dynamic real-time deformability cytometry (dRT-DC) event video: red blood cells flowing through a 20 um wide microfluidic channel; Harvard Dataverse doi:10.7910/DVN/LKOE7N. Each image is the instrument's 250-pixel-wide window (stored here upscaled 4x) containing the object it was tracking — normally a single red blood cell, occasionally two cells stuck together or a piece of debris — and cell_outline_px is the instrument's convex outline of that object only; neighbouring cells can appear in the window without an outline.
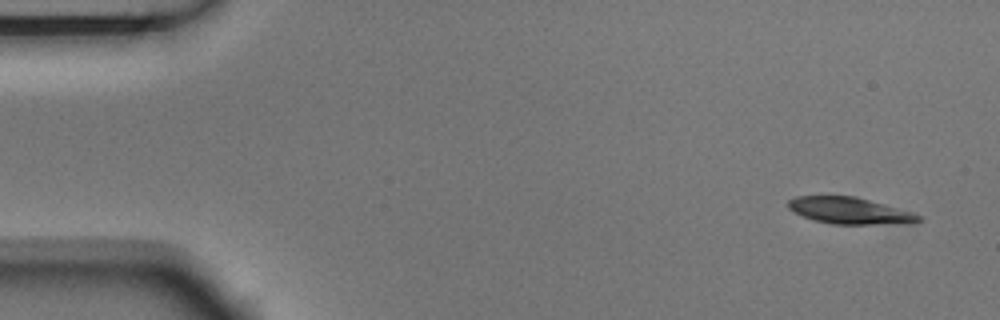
{"species": "Egyptian fruit bat (a non-hibernating species)", "species_latin": "Rousettus aegyptiacus", "temperature_condition": "room temperature", "stored_images_in_passage": 5, "camera_frame_rate_fps": 3000, "um_per_image_px": 0.085, "animal": {"sex": "male"}, "frame": {"image": 1, "passage_image": 1, "time_ms": 0.0, "image_size_px": [1000, 320], "cell_outline_px": [[924, 220], [904, 224], [832, 224], [812, 220], [792, 212], [788, 208], [788, 200], [796, 196], [856, 196], [908, 212], [920, 216]], "centroid_in_image_um": [72.14, 17.92], "position_along_channel_um": 12.9, "area_um2": 20.06}}
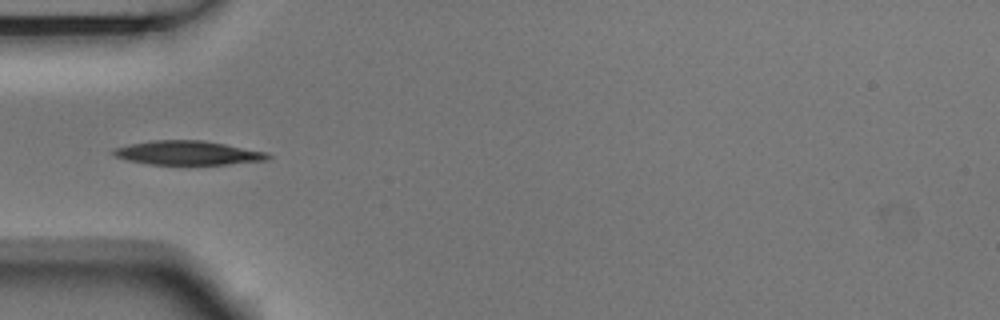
{"frame": {"image": 2, "passage_image": 5, "time_ms": 1.333, "image_size_px": [1000, 320], "cell_outline_px": [[272, 156], [268, 160], [228, 164], [148, 164], [128, 160], [116, 156], [112, 152], [112, 148], [128, 144], [152, 140], [204, 140], [268, 152]], "centroid_in_image_um": [15.98, 12.99], "position_along_channel_um": 69.0, "area_um2": 21.68}}